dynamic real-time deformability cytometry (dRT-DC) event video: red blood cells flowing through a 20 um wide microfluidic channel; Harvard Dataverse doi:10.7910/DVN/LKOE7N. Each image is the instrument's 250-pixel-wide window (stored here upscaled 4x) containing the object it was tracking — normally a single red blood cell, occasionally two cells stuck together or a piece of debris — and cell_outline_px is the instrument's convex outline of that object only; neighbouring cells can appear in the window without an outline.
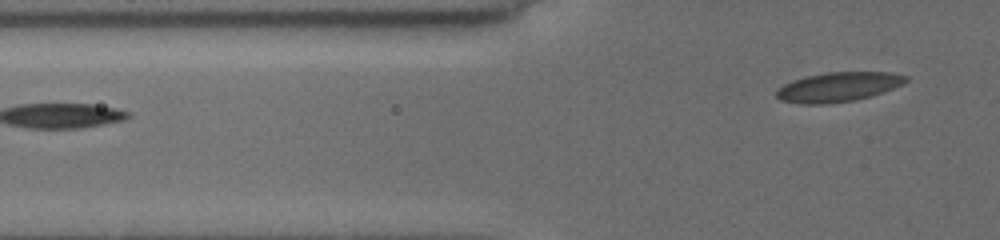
{"species": "common noctule bat (a hibernating species)", "species_latin": "Nyctalus noctula", "temperature_condition": "cold", "stored_images_in_passage": 7, "camera_frame_rate_fps": 3000, "um_per_image_px": 0.085, "animal": {"sex": "female", "body_mass_g": 19.5, "forearm_length_mm": 54.1}, "frame": {"image": 1, "passage_image": 7, "time_ms": 6.0, "image_size_px": [1000, 240], "cell_outline_px": [[908, 80], [884, 92], [872, 96], [856, 100], [828, 104], [804, 104], [780, 100], [776, 96], [776, 88], [792, 80], [808, 76], [828, 72], [888, 72], [908, 76]], "centroid_in_image_um": [71.23, 7.4], "position_along_channel_um": 54.6, "area_um2": 22.25}}